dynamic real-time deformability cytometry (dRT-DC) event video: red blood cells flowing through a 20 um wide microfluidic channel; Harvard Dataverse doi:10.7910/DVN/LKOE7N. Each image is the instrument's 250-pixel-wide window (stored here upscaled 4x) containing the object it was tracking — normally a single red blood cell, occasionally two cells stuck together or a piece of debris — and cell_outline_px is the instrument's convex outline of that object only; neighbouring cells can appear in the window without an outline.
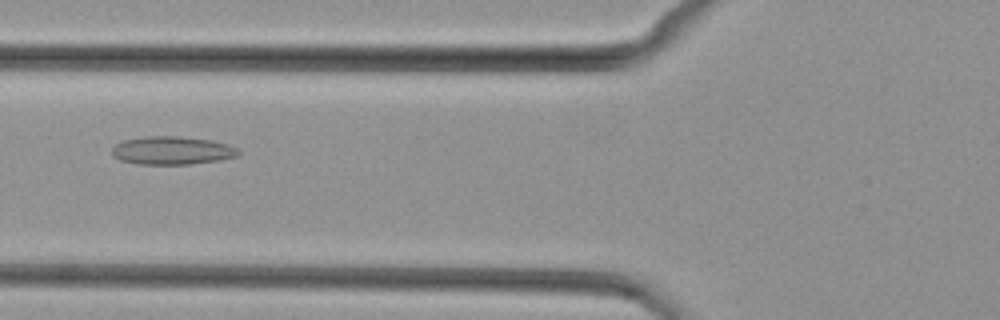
{"species": "common noctule bat (a hibernating species)", "species_latin": "Nyctalus noctula", "temperature_condition": "cold", "stored_images_in_passage": 40, "camera_frame_rate_fps": 3000, "um_per_image_px": 0.085, "animal": {"sex": "female", "body_mass_g": 29.2, "forearm_length_mm": 56.3}, "frame": {"image": 1, "passage_image": 10, "time_ms": 3.0, "image_size_px": [1000, 320], "cell_outline_px": [[240, 156], [220, 160], [188, 164], [136, 164], [120, 160], [112, 156], [112, 148], [116, 144], [124, 140], [148, 136], [176, 136], [212, 140], [228, 144], [236, 148], [240, 152]], "centroid_in_image_um": [14.64, 12.79], "position_along_channel_um": 111.2, "area_um2": 20.81}}
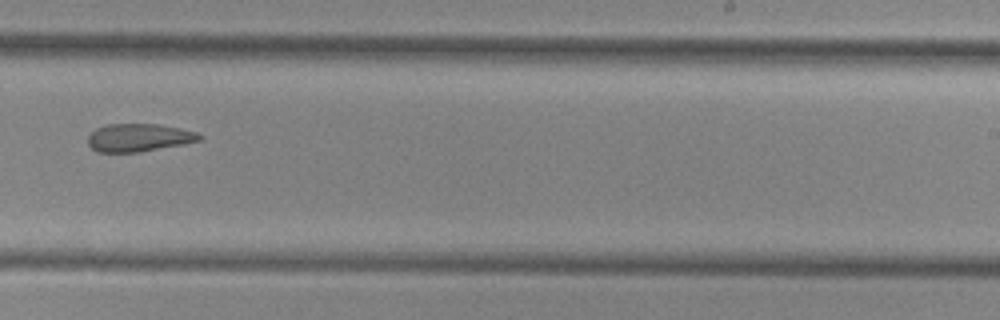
{"frame": {"image": 2, "passage_image": 22, "time_ms": 7.0, "image_size_px": [1000, 320], "cell_outline_px": [[204, 136], [200, 140], [184, 144], [140, 152], [96, 152], [88, 144], [88, 136], [96, 128], [108, 124], [160, 124], [180, 128], [196, 132]], "centroid_in_image_um": [11.81, 11.7], "position_along_channel_um": 277.2, "area_um2": 18.21}}
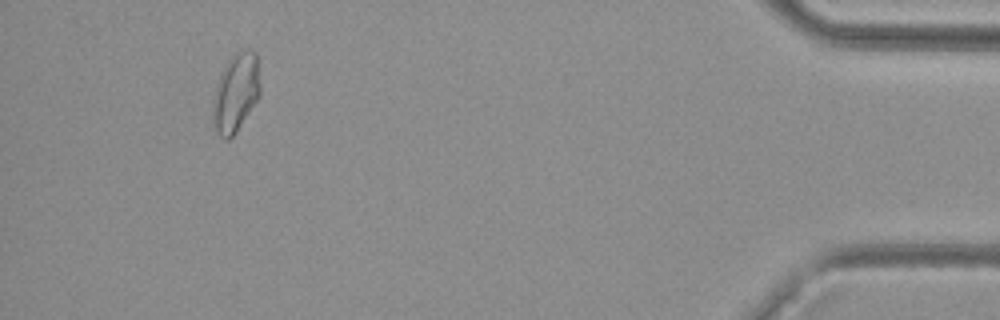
{"frame": {"image": 3, "passage_image": 37, "time_ms": 12.0, "image_size_px": [1000, 320], "cell_outline_px": [[260, 96], [236, 132], [228, 140], [224, 140], [216, 132], [212, 120], [212, 100], [216, 84], [232, 52], [240, 48], [252, 48], [256, 52], [260, 84]], "centroid_in_image_um": [20.04, 7.84], "position_along_channel_um": 415.2, "area_um2": 22.2}}